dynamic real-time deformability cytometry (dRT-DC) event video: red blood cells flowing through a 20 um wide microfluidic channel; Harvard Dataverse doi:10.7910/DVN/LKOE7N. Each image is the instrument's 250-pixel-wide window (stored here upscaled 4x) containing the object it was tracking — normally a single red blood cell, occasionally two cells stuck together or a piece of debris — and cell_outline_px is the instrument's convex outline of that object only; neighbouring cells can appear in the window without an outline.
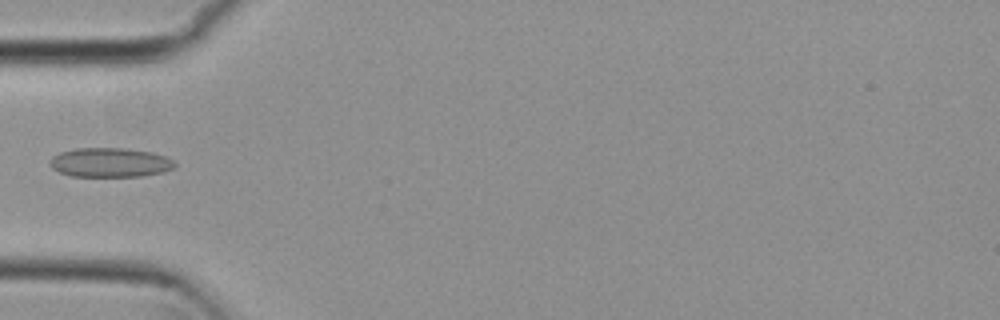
{"species": "common noctule bat (a hibernating species)", "species_latin": "Nyctalus noctula", "temperature_condition": "cold", "stored_images_in_passage": 27, "camera_frame_rate_fps": 3000, "um_per_image_px": 0.085, "animal": {"sex": "female", "body_mass_g": 29.2, "forearm_length_mm": 56.3}, "frame": {"image": 1, "passage_image": 1, "time_ms": 0.0, "image_size_px": [1000, 320], "cell_outline_px": [[176, 164], [172, 168], [164, 172], [140, 176], [72, 176], [60, 172], [52, 168], [52, 156], [60, 152], [76, 148], [124, 148], [152, 152], [164, 156], [172, 160]], "centroid_in_image_um": [9.36, 13.81], "position_along_channel_um": 75.6, "area_um2": 21.1}}
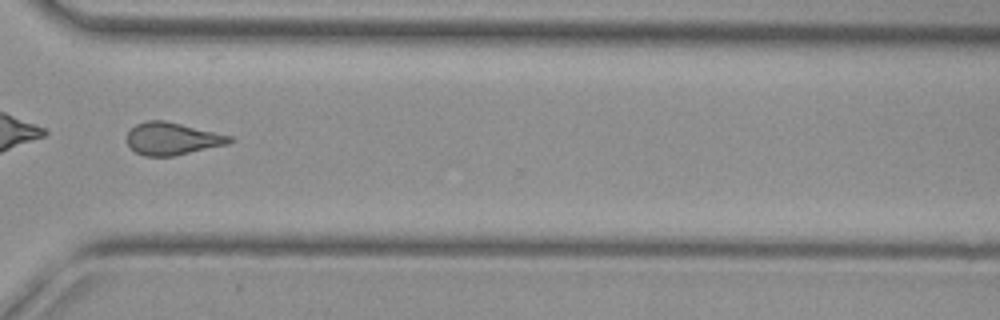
{"frame": {"image": 2, "passage_image": 23, "time_ms": 7.333, "image_size_px": [1000, 320], "cell_outline_px": [[236, 140], [228, 144], [172, 156], [144, 156], [136, 152], [128, 144], [128, 132], [136, 124], [148, 120], [164, 120], [232, 136]], "centroid_in_image_um": [14.66, 11.79], "position_along_channel_um": 355.9, "area_um2": 19.19}}